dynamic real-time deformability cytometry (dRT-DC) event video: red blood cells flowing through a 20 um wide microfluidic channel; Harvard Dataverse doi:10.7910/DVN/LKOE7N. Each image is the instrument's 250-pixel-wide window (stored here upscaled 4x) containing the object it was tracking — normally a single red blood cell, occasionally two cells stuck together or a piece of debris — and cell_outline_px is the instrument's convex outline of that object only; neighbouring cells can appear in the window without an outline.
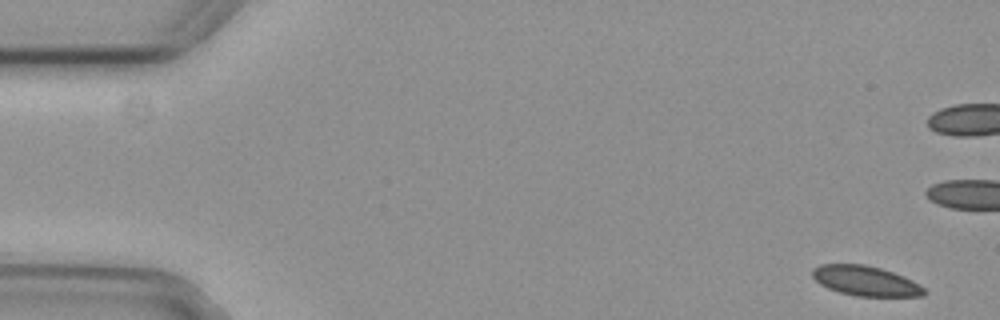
{"species": "common noctule bat (a hibernating species)", "species_latin": "Nyctalus noctula", "temperature_condition": "cold", "stored_images_in_passage": 7, "camera_frame_rate_fps": 3000, "um_per_image_px": 0.085, "animal": {"sex": "female", "body_mass_g": 29.2, "forearm_length_mm": 56.3}, "frame": {"image": 1, "passage_image": 1, "time_ms": 0.0, "image_size_px": [1000, 320], "cell_outline_px": [[928, 292], [924, 296], [856, 296], [840, 292], [828, 288], [820, 284], [812, 276], [812, 268], [820, 264], [864, 264], [880, 268], [904, 276], [920, 284]], "centroid_in_image_um": [73.59, 23.87], "position_along_channel_um": 11.4, "area_um2": 19.54}}